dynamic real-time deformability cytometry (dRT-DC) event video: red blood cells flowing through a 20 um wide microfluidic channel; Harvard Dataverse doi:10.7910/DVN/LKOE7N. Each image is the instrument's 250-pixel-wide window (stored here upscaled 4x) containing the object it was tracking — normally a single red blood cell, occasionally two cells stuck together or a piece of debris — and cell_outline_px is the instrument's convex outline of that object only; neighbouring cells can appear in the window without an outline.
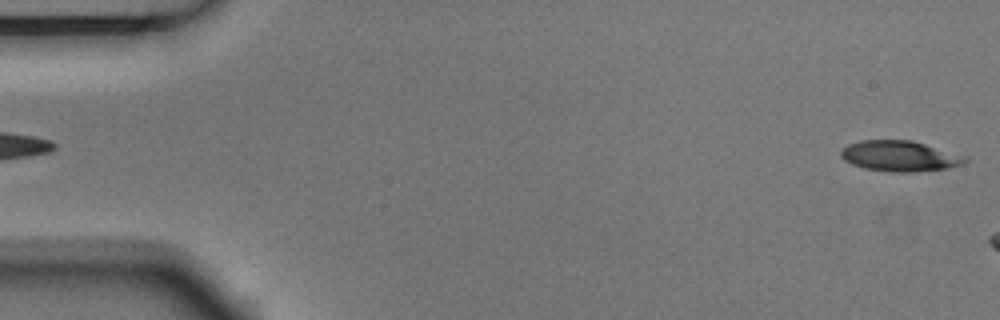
{"species": "Egyptian fruit bat (a non-hibernating species)", "species_latin": "Rousettus aegyptiacus", "temperature_condition": "room temperature", "stored_images_in_passage": 3, "camera_frame_rate_fps": 3000, "um_per_image_px": 0.085, "animal": {"sex": "male"}, "frame": {"image": 1, "passage_image": 1, "time_ms": 0.0, "image_size_px": [1000, 320], "cell_outline_px": [[968, 160], [960, 164], [948, 168], [908, 172], [892, 172], [864, 168], [852, 164], [844, 160], [840, 156], [840, 152], [848, 144], [860, 140], [912, 140], [968, 156]], "centroid_in_image_um": [76.48, 13.25], "position_along_channel_um": 8.5, "area_um2": 22.14}}